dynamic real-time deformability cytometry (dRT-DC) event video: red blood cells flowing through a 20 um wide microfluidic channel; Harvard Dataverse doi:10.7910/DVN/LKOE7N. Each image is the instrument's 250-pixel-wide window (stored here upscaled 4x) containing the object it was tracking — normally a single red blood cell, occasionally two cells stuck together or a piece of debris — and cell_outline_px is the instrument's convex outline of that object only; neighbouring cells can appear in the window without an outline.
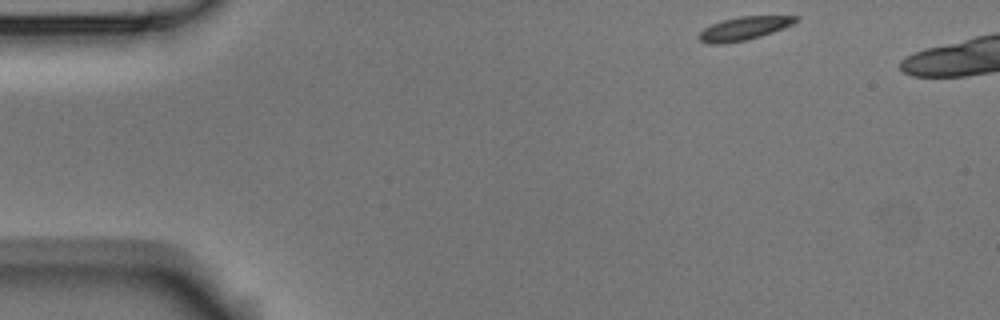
{"species": "Egyptian fruit bat (a non-hibernating species)", "species_latin": "Rousettus aegyptiacus", "temperature_condition": "room temperature", "stored_images_in_passage": 5, "camera_frame_rate_fps": 3000, "um_per_image_px": 0.085, "animal": {"sex": "male"}, "frame": {"image": 1, "passage_image": 1, "time_ms": 0.0, "image_size_px": [1000, 320], "cell_outline_px": [[800, 20], [784, 28], [748, 40], [724, 44], [708, 44], [700, 40], [696, 36], [704, 28], [720, 20], [740, 16], [800, 16]], "centroid_in_image_um": [63.22, 2.42], "position_along_channel_um": 21.8, "area_um2": 13.35}}
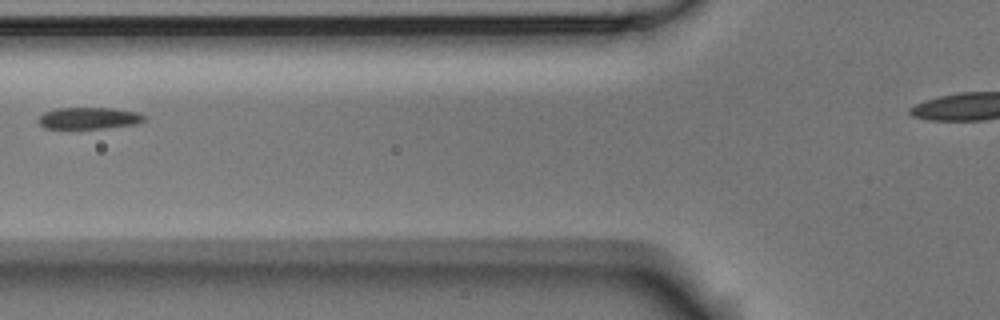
{"frame": {"image": 2, "passage_image": 5, "time_ms": 5.0, "image_size_px": [1000, 320], "cell_outline_px": [[148, 120], [136, 124], [104, 128], [44, 128], [40, 124], [40, 116], [44, 112], [56, 108], [116, 108], [136, 112], [144, 116]], "centroid_in_image_um": [7.6, 10.04], "position_along_channel_um": 118.2, "area_um2": 13.29}}